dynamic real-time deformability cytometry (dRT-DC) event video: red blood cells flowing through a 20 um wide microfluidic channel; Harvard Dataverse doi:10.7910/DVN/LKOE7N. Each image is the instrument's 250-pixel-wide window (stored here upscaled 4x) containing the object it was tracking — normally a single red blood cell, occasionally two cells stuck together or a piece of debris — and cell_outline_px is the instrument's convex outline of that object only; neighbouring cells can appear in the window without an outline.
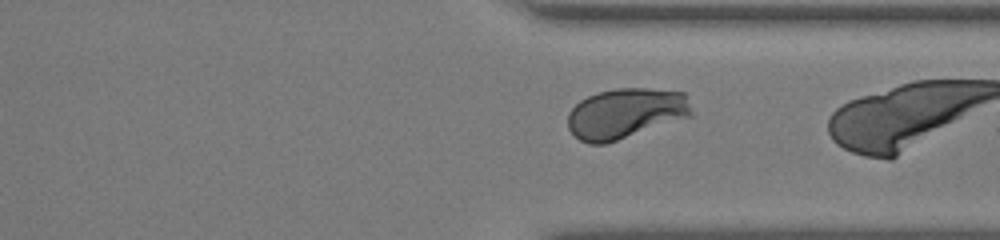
{"species": "human", "species_latin": "Homo sapiens", "temperature_condition": "warm", "stored_images_in_passage": 36, "camera_frame_rate_fps": 3000, "um_per_image_px": 0.085, "donor": {"sex": "male"}, "frame": {"image": 1, "passage_image": 35, "time_ms": 11.333, "image_size_px": [1000, 240], "cell_outline_px": [[692, 116], [604, 144], [588, 144], [580, 140], [568, 128], [568, 112], [580, 100], [588, 96], [600, 92], [616, 88], [648, 88], [684, 92], [688, 96], [692, 112]], "centroid_in_image_um": [53.19, 9.63], "position_along_channel_um": 358.2, "area_um2": 36.24}}